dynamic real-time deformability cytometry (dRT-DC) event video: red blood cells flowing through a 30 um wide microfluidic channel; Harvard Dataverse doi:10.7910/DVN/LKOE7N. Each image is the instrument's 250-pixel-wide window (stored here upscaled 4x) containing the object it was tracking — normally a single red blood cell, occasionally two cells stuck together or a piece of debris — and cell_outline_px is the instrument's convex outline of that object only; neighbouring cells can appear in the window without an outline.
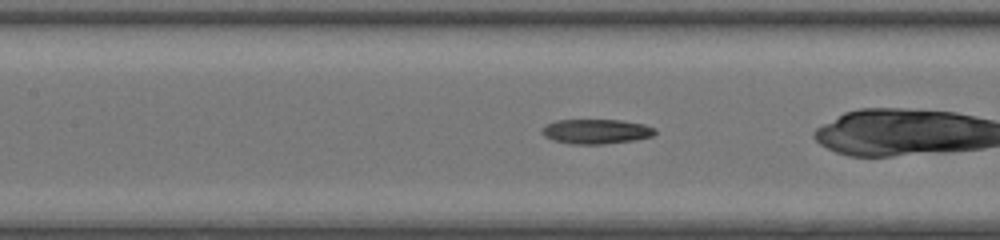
{"species": "common noctule bat (a hibernating species)", "species_latin": "Nyctalus noctula", "temperature_condition": "room temperature", "stored_images_in_passage": 51, "camera_frame_rate_fps": 3000, "um_per_image_px": 0.085, "animal": {"sex": "female", "body_mass_g": 20.0, "forearm_length_mm": 54.0}, "frame": {"image": 1, "passage_image": 25, "time_ms": 8.0, "image_size_px": [1000, 240], "cell_outline_px": [[656, 132], [652, 136], [636, 140], [604, 144], [572, 144], [552, 140], [544, 136], [540, 132], [540, 128], [544, 124], [556, 120], [620, 120], [644, 124], [656, 128]], "centroid_in_image_um": [50.63, 11.17], "position_along_channel_um": 156.8, "area_um2": 16.53}, "authors_computed_cell_mechanics": {"area_um2": 16.9932, "velocity_mm_per_s": 4.2424, "shape_relaxation_time_tau1_ms": 10.9456, "shape_relaxation_time_tau2_ms": 3.3333, "deformation_change_tau1": 0.2855, "deformation_change_tau2": 0.1122}}